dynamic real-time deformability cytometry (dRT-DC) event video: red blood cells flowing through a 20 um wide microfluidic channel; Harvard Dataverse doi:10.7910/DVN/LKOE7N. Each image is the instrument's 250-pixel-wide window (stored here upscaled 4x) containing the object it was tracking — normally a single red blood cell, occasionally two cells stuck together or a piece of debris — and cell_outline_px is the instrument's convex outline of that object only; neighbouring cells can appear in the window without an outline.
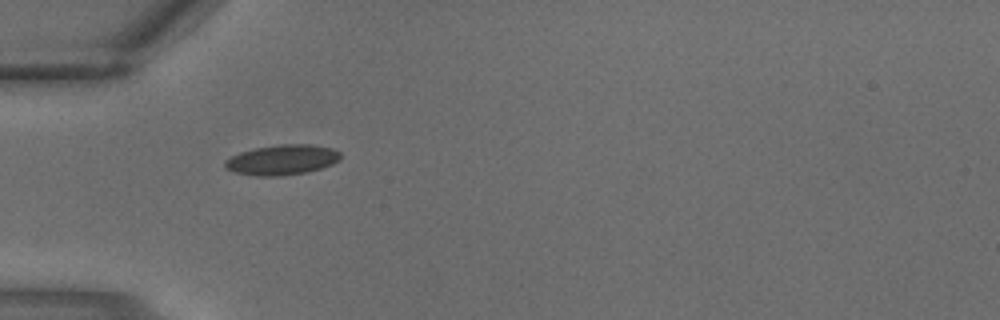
{"species": "common noctule bat (a hibernating species)", "species_latin": "Nyctalus noctula", "temperature_condition": "warm", "stored_images_in_passage": 3, "camera_frame_rate_fps": 3000, "um_per_image_px": 0.085, "animal": {"sex": "male", "body_mass_g": 18.8}, "frame": {"image": 1, "passage_image": 3, "time_ms": 0.667, "image_size_px": [1000, 320], "cell_outline_px": [[340, 160], [332, 164], [320, 168], [304, 172], [280, 176], [256, 176], [236, 172], [224, 168], [224, 160], [240, 152], [256, 148], [280, 144], [312, 144], [332, 148], [340, 152]], "centroid_in_image_um": [23.97, 13.58], "position_along_channel_um": 61.0, "area_um2": 20.23}}